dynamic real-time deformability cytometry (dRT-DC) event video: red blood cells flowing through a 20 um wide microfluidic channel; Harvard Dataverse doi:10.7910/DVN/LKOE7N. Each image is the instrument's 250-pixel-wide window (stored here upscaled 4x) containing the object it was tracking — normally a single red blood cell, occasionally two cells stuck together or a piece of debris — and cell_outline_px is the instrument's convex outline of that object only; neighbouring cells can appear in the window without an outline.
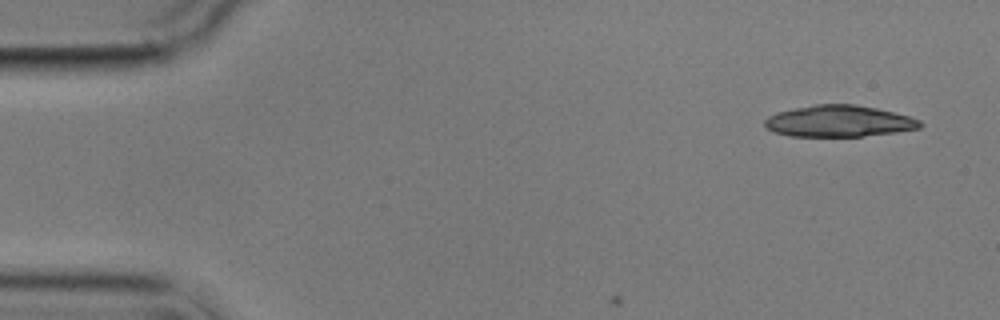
{"species": "common noctule bat (a hibernating species)", "species_latin": "Nyctalus noctula", "temperature_condition": "cold", "stored_images_in_passage": 3, "camera_frame_rate_fps": 3000, "um_per_image_px": 0.085, "animal": {"sex": "male", "body_mass_g": 17.9}, "frame": {"image": 1, "passage_image": 1, "time_ms": 0.0, "image_size_px": [1000, 320], "cell_outline_px": [[924, 124], [920, 128], [896, 132], [864, 136], [788, 136], [776, 132], [768, 128], [764, 124], [764, 120], [768, 116], [776, 112], [816, 104], [856, 104], [876, 108], [908, 116], [920, 120]], "centroid_in_image_um": [71.32, 10.3], "position_along_channel_um": 13.7, "area_um2": 28.38}}
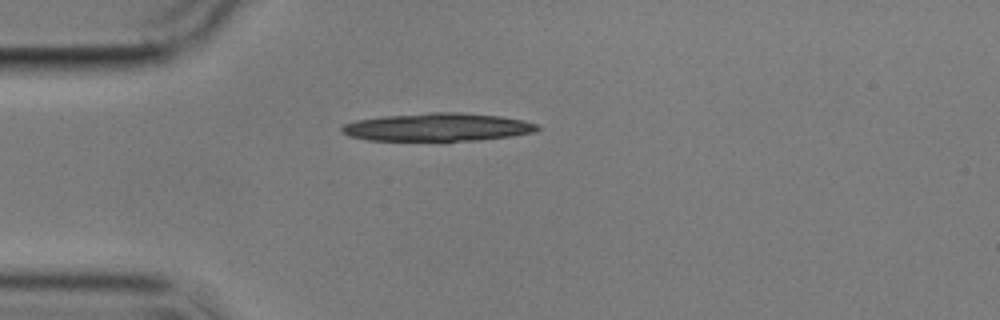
{"frame": {"image": 2, "passage_image": 3, "time_ms": 3.667, "image_size_px": [1000, 320], "cell_outline_px": [[540, 128], [536, 132], [512, 136], [480, 140], [368, 140], [348, 136], [340, 132], [340, 128], [344, 124], [356, 120], [380, 116], [428, 112], [460, 112], [500, 116], [524, 120], [540, 124]], "centroid_in_image_um": [37.21, 10.8], "position_along_channel_um": 47.8, "area_um2": 32.25}}